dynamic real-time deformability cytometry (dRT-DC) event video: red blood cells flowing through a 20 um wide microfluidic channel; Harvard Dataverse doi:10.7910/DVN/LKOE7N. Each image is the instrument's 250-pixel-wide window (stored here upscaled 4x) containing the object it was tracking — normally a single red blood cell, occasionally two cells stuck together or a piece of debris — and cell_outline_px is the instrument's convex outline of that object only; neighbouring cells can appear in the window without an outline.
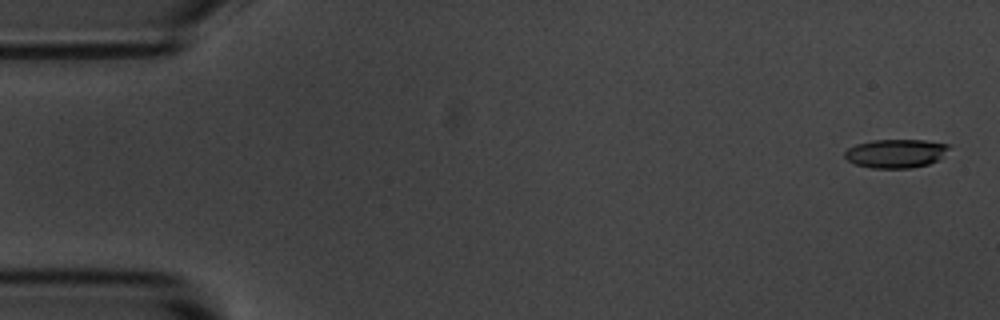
{"species": "common noctule bat (a hibernating species)", "species_latin": "Nyctalus noctula", "temperature_condition": "room temperature", "stored_images_in_passage": 55, "camera_frame_rate_fps": 3000, "um_per_image_px": 0.085, "animal": {"sex": "male", "body_mass_g": 20.1, "forearm_length_mm": 53.5}, "frame": {"image": 1, "passage_image": 2, "time_ms": 0.333, "image_size_px": [1000, 320], "cell_outline_px": [[952, 144], [936, 160], [928, 164], [908, 168], [872, 168], [856, 164], [848, 160], [844, 156], [844, 152], [848, 148], [856, 144], [872, 140], [924, 140]], "centroid_in_image_um": [76.11, 13.03], "position_along_channel_um": 8.9, "area_um2": 17.22}}
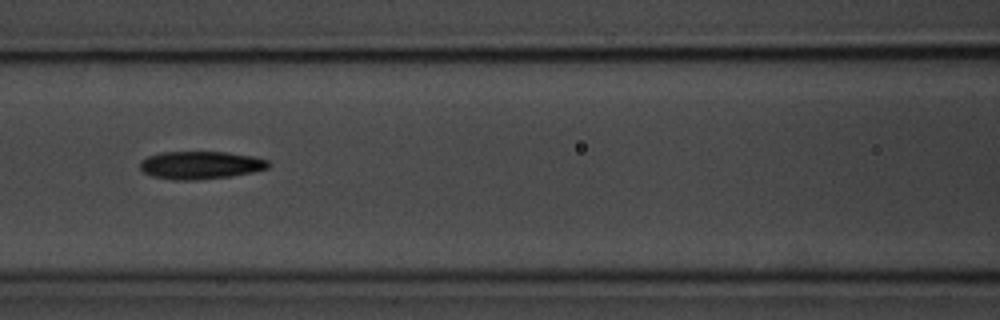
{"frame": {"image": 2, "passage_image": 24, "time_ms": 7.667, "image_size_px": [1000, 320], "cell_outline_px": [[272, 164], [268, 168], [252, 172], [228, 176], [196, 180], [172, 180], [152, 176], [144, 172], [140, 168], [140, 160], [148, 156], [160, 152], [228, 152], [252, 156], [268, 160]], "centroid_in_image_um": [17.03, 14.03], "position_along_channel_um": 149.6, "area_um2": 20.87}}
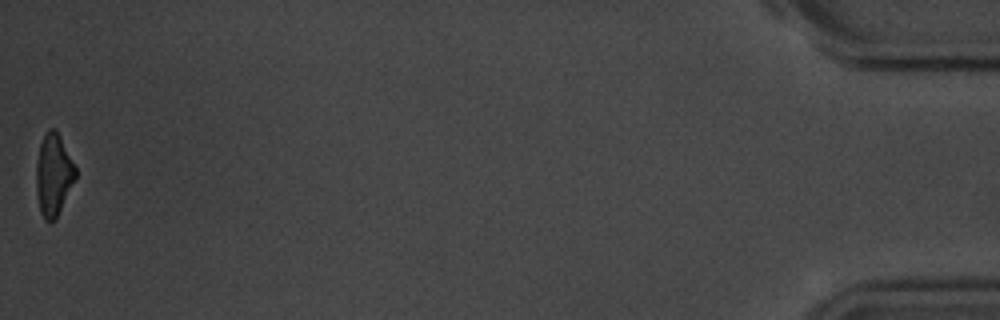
{"frame": {"image": 3, "passage_image": 55, "time_ms": 18.0, "image_size_px": [1000, 320], "cell_outline_px": [[76, 180], [56, 220], [48, 224], [44, 220], [40, 212], [36, 196], [36, 164], [40, 144], [48, 128], [56, 128], [76, 168]], "centroid_in_image_um": [4.55, 14.92], "position_along_channel_um": 430.7, "area_um2": 19.19}, "authors_computed_cell_mechanics": {"area_um2": 19.9988, "velocity_mm_per_s": 3.6701, "shape_relaxation_time_tau1_ms": 2.9973, "shape_relaxation_time_tau2_ms": 6.5923, "deformation_change_tau1": 0.1449, "deformation_change_tau2": 0.15}}